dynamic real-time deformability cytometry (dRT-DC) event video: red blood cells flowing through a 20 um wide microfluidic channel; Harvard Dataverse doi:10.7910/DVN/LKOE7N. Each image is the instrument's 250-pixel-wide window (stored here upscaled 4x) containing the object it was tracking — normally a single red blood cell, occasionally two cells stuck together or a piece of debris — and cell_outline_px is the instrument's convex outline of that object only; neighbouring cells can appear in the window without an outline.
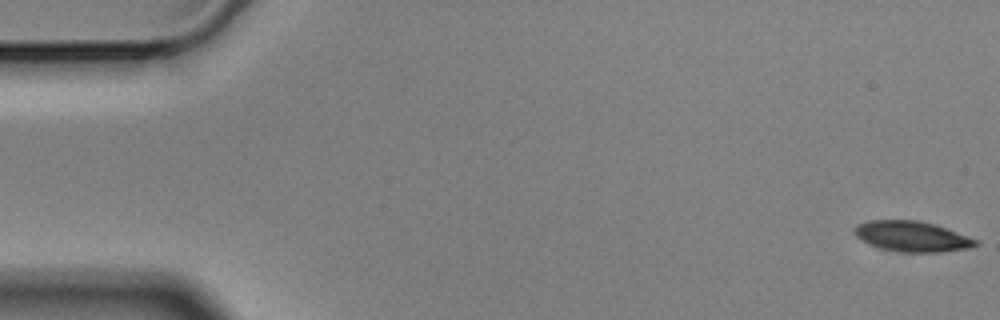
{"species": "Egyptian fruit bat (a non-hibernating species)", "species_latin": "Rousettus aegyptiacus", "temperature_condition": "cold", "stored_images_in_passage": 57, "camera_frame_rate_fps": 3000, "um_per_image_px": 0.085, "animal": {"sex": "male"}, "frame": {"image": 1, "passage_image": 1, "time_ms": 0.0, "image_size_px": [1000, 320], "cell_outline_px": [[980, 244], [968, 248], [940, 252], [900, 252], [880, 248], [856, 236], [856, 224], [868, 220], [920, 220], [936, 224], [976, 240]], "centroid_in_image_um": [77.53, 20.08], "position_along_channel_um": 7.5, "area_um2": 21.21}}
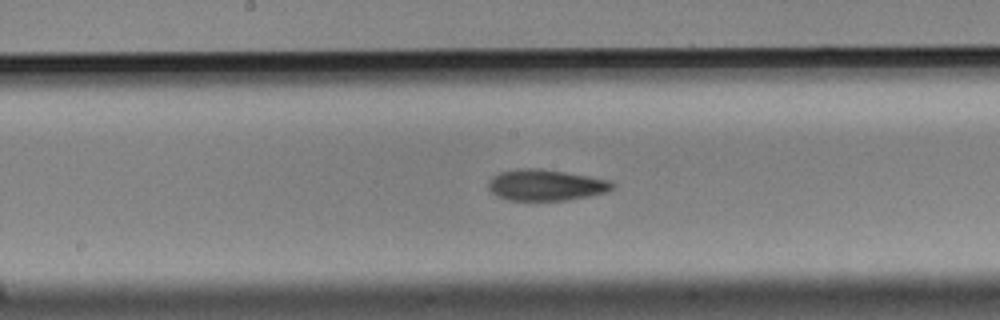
{"frame": {"image": 2, "passage_image": 29, "time_ms": 9.333, "image_size_px": [1000, 320], "cell_outline_px": [[616, 184], [612, 188], [604, 192], [588, 196], [568, 200], [508, 200], [496, 196], [488, 188], [488, 180], [492, 176], [500, 172], [516, 168], [540, 168], [612, 180]], "centroid_in_image_um": [46.36, 15.72], "position_along_channel_um": 201.8, "area_um2": 22.6}}
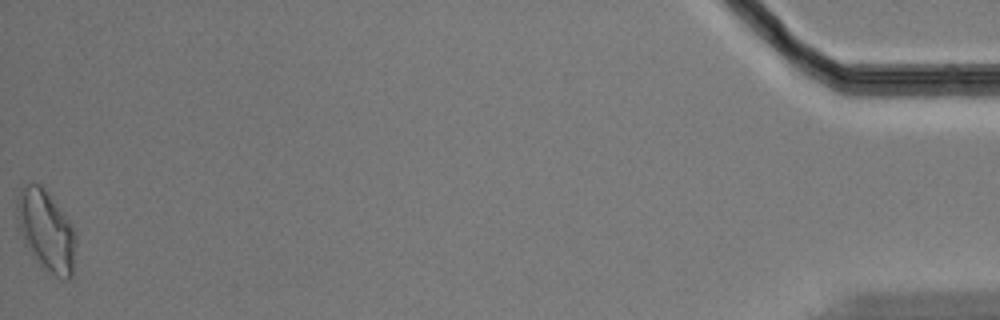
{"frame": {"image": 3, "passage_image": 57, "time_ms": 18.667, "image_size_px": [1000, 320], "cell_outline_px": [[76, 244], [72, 280], [64, 280], [56, 276], [40, 260], [24, 240], [16, 216], [16, 200], [20, 188], [32, 180], [40, 184], [48, 192], [60, 208], [76, 232]], "centroid_in_image_um": [3.95, 19.52], "position_along_channel_um": 431.2, "area_um2": 27.17}, "authors_computed_cell_mechanics": {"area_um2": 22.253, "velocity_mm_per_s": 3.5224, "shape_relaxation_time_tau1_ms": 5.3879, "shape_relaxation_time_tau2_ms": 4.13, "deformation_change_tau1": 0.1288, "deformation_change_tau2": 0.1098}}